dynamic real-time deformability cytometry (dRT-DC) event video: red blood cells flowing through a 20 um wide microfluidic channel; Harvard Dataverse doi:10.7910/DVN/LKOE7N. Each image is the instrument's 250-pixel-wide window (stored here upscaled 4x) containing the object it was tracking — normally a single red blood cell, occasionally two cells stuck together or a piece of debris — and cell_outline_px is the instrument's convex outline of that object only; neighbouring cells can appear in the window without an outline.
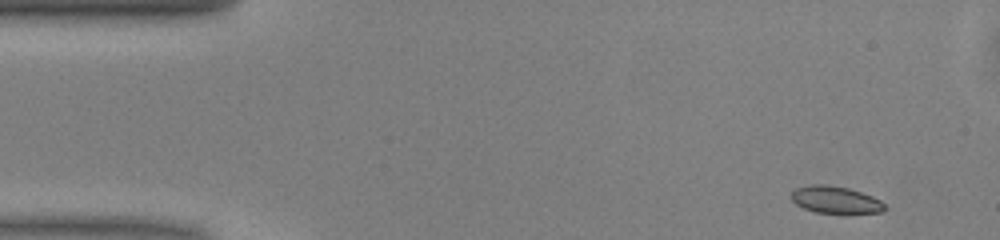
{"species": "common noctule bat (a hibernating species)", "species_latin": "Nyctalus noctula", "temperature_condition": "warm", "stored_images_in_passage": 47, "camera_frame_rate_fps": 3000, "um_per_image_px": 0.085, "animal": {"sex": "male", "body_mass_g": 13.0, "forearm_length_mm": 53.1}, "frame": {"image": 1, "passage_image": 1, "time_ms": 0.0, "image_size_px": [1000, 240], "cell_outline_px": [[884, 208], [880, 212], [816, 212], [804, 208], [796, 204], [792, 200], [792, 192], [796, 188], [812, 184], [828, 184], [848, 188], [872, 196], [880, 200], [884, 204]], "centroid_in_image_um": [70.97, 16.95], "position_along_channel_um": 14.0, "area_um2": 14.33}}
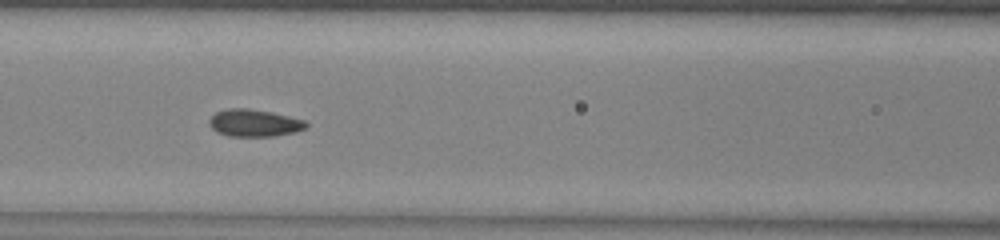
{"frame": {"image": 2, "passage_image": 18, "time_ms": 5.667, "image_size_px": [1000, 240], "cell_outline_px": [[308, 128], [296, 132], [272, 136], [228, 136], [216, 132], [208, 124], [208, 120], [216, 112], [228, 108], [248, 108], [272, 112], [304, 120], [308, 124]], "centroid_in_image_um": [21.6, 10.45], "position_along_channel_um": 145.0, "area_um2": 15.49}}
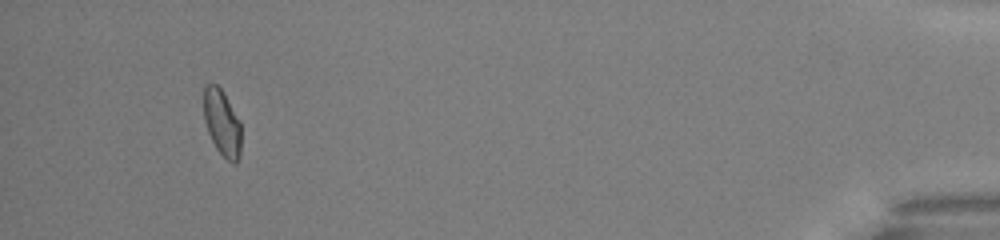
{"frame": {"image": 3, "passage_image": 44, "time_ms": 14.333, "image_size_px": [1000, 240], "cell_outline_px": [[240, 156], [236, 164], [232, 164], [216, 148], [208, 132], [204, 120], [204, 88], [208, 84], [216, 84], [224, 92], [240, 120]], "centroid_in_image_um": [18.88, 10.44], "position_along_channel_um": 416.3, "area_um2": 14.45}, "authors_computed_cell_mechanics": {"area_um2": 14.9702, "velocity_mm_per_s": 4.0644, "shape_relaxation_time_tau1_ms": 4.462, "shape_relaxation_time_tau2_ms": 1.4233, "deformation_change_tau1": 0.1059, "deformation_change_tau2": 0.053}}